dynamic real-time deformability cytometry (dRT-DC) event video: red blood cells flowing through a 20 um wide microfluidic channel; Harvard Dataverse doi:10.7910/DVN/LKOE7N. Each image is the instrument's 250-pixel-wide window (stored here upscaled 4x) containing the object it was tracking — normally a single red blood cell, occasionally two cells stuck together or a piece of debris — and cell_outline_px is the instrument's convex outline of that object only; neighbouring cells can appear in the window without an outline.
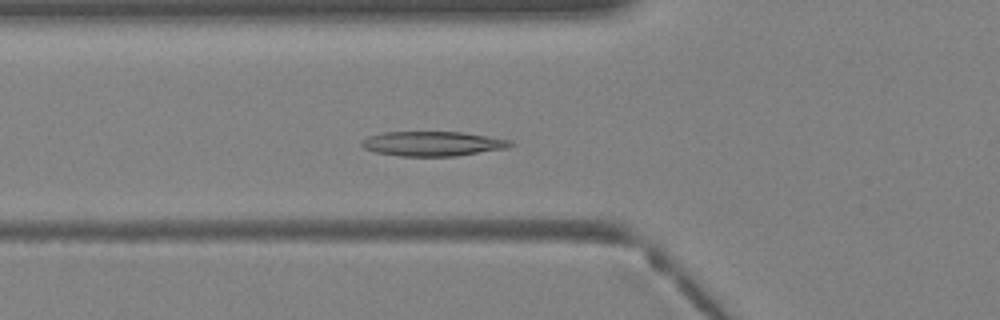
{"species": "Egyptian fruit bat (a non-hibernating species)", "species_latin": "Rousettus aegyptiacus", "temperature_condition": "warm", "stored_images_in_passage": 39, "camera_frame_rate_fps": 3000, "um_per_image_px": 0.085, "animal": {"sex": "female"}, "frame": {"image": 1, "passage_image": 14, "time_ms": 4.333, "image_size_px": [1000, 320], "cell_outline_px": [[516, 144], [508, 148], [456, 156], [400, 156], [376, 152], [364, 148], [360, 144], [360, 140], [368, 136], [384, 132], [460, 132], [512, 140]], "centroid_in_image_um": [36.79, 12.21], "position_along_channel_um": 89.0, "area_um2": 21.44}}
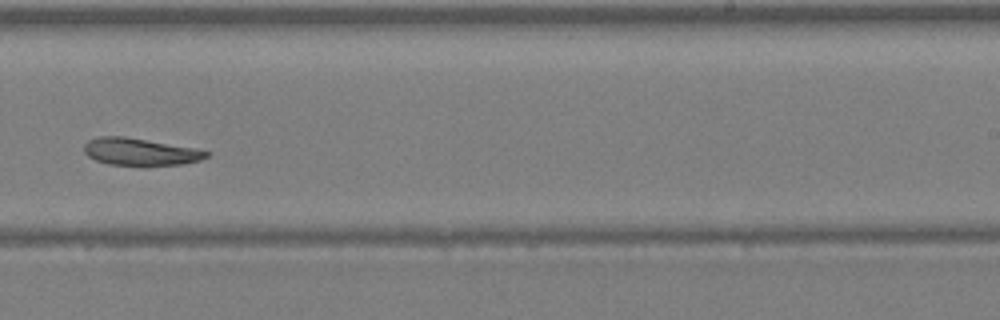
{"frame": {"image": 2, "passage_image": 25, "time_ms": 8.0, "image_size_px": [1000, 320], "cell_outline_px": [[212, 152], [208, 156], [200, 160], [180, 164], [108, 164], [96, 160], [88, 156], [84, 152], [84, 144], [88, 140], [100, 136], [124, 136], [196, 148]], "centroid_in_image_um": [11.91, 12.87], "position_along_channel_um": 277.1, "area_um2": 19.07}}
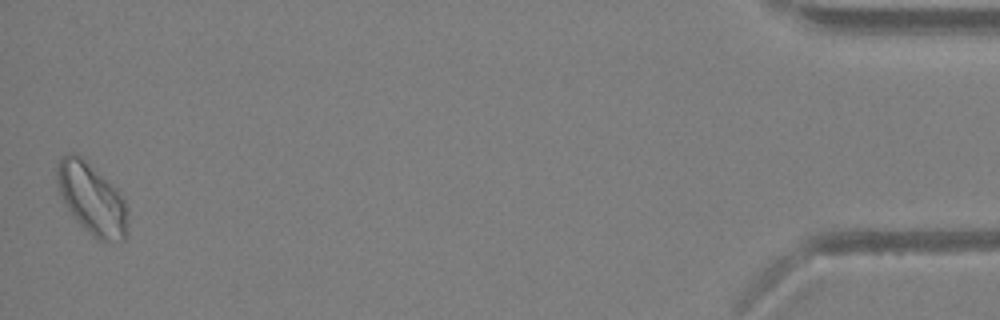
{"frame": {"image": 3, "passage_image": 39, "time_ms": 12.667, "image_size_px": [1000, 320], "cell_outline_px": [[128, 236], [124, 240], [96, 240], [76, 220], [68, 208], [60, 192], [56, 180], [56, 168], [60, 160], [68, 152], [72, 152], [80, 156], [116, 188], [124, 200], [128, 208]], "centroid_in_image_um": [7.83, 16.93], "position_along_channel_um": 427.4, "area_um2": 29.07}}